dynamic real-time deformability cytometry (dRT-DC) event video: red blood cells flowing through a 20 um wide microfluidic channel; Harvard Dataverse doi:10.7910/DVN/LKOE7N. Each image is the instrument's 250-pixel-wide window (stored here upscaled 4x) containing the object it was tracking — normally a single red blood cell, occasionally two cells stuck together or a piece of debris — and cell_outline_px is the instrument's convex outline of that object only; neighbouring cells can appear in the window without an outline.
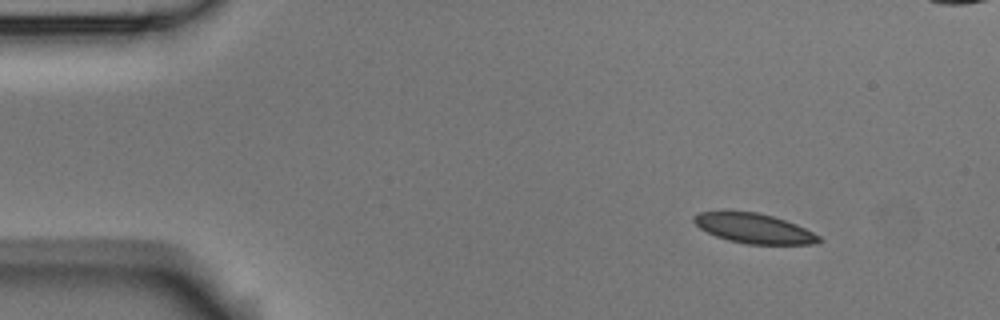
{"species": "Egyptian fruit bat (a non-hibernating species)", "species_latin": "Rousettus aegyptiacus", "temperature_condition": "room temperature", "stored_images_in_passage": 4, "camera_frame_rate_fps": 3000, "um_per_image_px": 0.085, "animal": {"sex": "male"}, "frame": {"image": 1, "passage_image": 1, "time_ms": 0.0, "image_size_px": [1000, 320], "cell_outline_px": [[824, 240], [816, 244], [744, 244], [728, 240], [716, 236], [700, 228], [692, 220], [692, 216], [700, 212], [756, 212], [772, 216], [796, 224], [820, 236]], "centroid_in_image_um": [64.11, 19.43], "position_along_channel_um": 20.9, "area_um2": 21.5}}
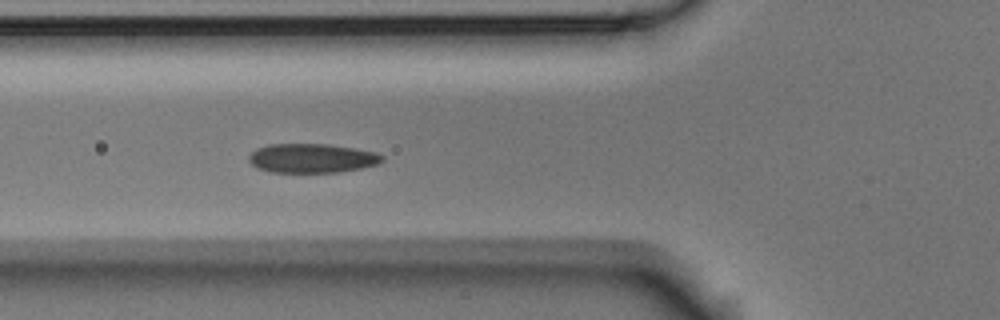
{"frame": {"image": 2, "passage_image": 4, "time_ms": 1.0, "image_size_px": [1000, 320], "cell_outline_px": [[384, 160], [380, 164], [340, 172], [268, 172], [256, 168], [248, 160], [248, 156], [256, 148], [268, 144], [328, 144], [376, 152], [384, 156]], "centroid_in_image_um": [26.5, 13.45], "position_along_channel_um": 99.3, "area_um2": 22.83}}